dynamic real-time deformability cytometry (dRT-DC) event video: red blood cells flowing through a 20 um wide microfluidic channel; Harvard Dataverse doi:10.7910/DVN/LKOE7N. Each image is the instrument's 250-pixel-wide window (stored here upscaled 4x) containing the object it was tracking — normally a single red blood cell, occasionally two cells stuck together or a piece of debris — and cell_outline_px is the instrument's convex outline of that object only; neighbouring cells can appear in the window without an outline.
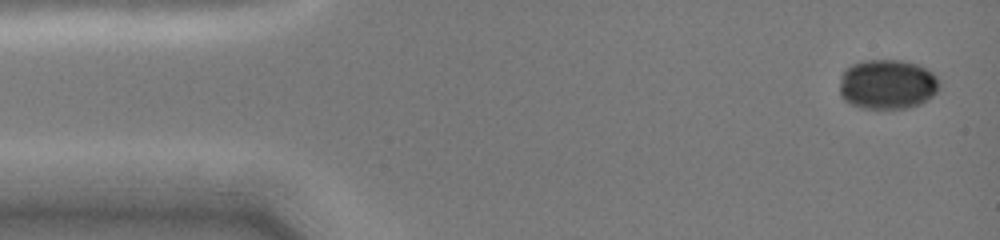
{"species": "common noctule bat (a hibernating species)", "species_latin": "Nyctalus noctula", "temperature_condition": "cold", "stored_images_in_passage": 26, "camera_frame_rate_fps": 3000, "um_per_image_px": 0.085, "animal": {"sex": "female", "body_mass_g": 19.0, "forearm_length_mm": 51.5}, "frame": {"image": 1, "passage_image": 1, "time_ms": 0.0, "image_size_px": [1000, 240], "cell_outline_px": [[940, 88], [928, 100], [920, 104], [908, 108], [860, 108], [844, 100], [840, 96], [840, 76], [844, 68], [852, 64], [864, 60], [900, 60], [920, 64], [928, 68], [940, 80]], "centroid_in_image_um": [75.44, 7.15], "position_along_channel_um": 9.6, "area_um2": 29.48}}
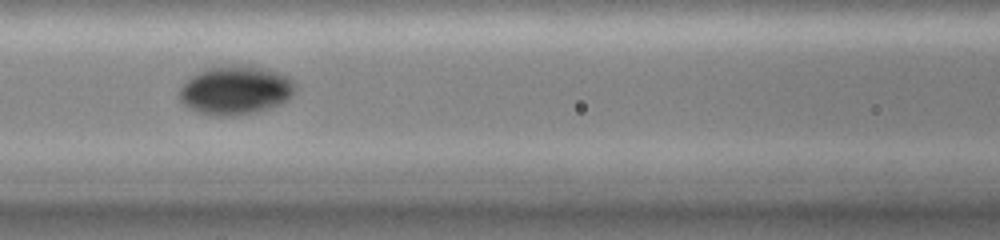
{"frame": {"image": 2, "passage_image": 13, "time_ms": 6.0, "image_size_px": [1000, 240], "cell_outline_px": [[296, 92], [288, 100], [280, 104], [268, 108], [252, 112], [232, 116], [212, 116], [196, 112], [188, 108], [180, 100], [180, 88], [196, 72], [208, 68], [232, 64], [248, 64], [280, 72], [288, 76], [296, 84]], "centroid_in_image_um": [20.05, 7.65], "position_along_channel_um": 146.6, "area_um2": 33.35}}
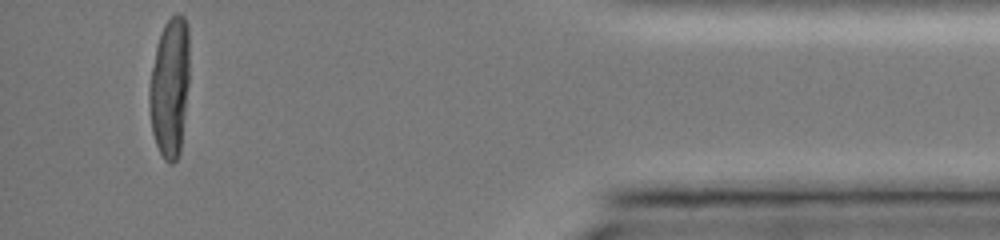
{"frame": {"image": 3, "passage_image": 26, "time_ms": 14.0, "image_size_px": [1000, 240], "cell_outline_px": [[188, 84], [180, 152], [176, 160], [172, 164], [168, 164], [164, 160], [156, 144], [152, 132], [148, 104], [148, 88], [156, 48], [160, 32], [164, 24], [176, 12], [180, 12], [184, 16], [188, 24]], "centroid_in_image_um": [14.42, 7.41], "position_along_channel_um": 420.8, "area_um2": 32.83}}